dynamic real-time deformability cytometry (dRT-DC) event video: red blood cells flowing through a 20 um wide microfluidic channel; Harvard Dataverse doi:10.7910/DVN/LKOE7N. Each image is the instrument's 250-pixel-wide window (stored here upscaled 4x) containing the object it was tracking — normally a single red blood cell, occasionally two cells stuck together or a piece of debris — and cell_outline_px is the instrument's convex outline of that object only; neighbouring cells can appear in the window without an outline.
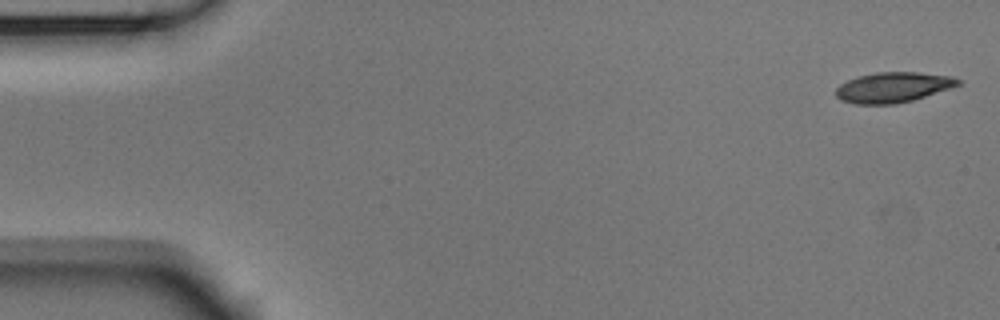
{"species": "Egyptian fruit bat (a non-hibernating species)", "species_latin": "Rousettus aegyptiacus", "temperature_condition": "room temperature", "stored_images_in_passage": 5, "camera_frame_rate_fps": 3000, "um_per_image_px": 0.085, "animal": {"sex": "male"}, "frame": {"image": 1, "passage_image": 1, "time_ms": 0.0, "image_size_px": [1000, 320], "cell_outline_px": [[960, 84], [952, 88], [912, 100], [896, 104], [856, 104], [840, 100], [836, 96], [836, 88], [840, 84], [856, 76], [876, 72], [920, 72], [952, 76], [960, 80]], "centroid_in_image_um": [75.91, 7.42], "position_along_channel_um": 9.1, "area_um2": 21.68}}